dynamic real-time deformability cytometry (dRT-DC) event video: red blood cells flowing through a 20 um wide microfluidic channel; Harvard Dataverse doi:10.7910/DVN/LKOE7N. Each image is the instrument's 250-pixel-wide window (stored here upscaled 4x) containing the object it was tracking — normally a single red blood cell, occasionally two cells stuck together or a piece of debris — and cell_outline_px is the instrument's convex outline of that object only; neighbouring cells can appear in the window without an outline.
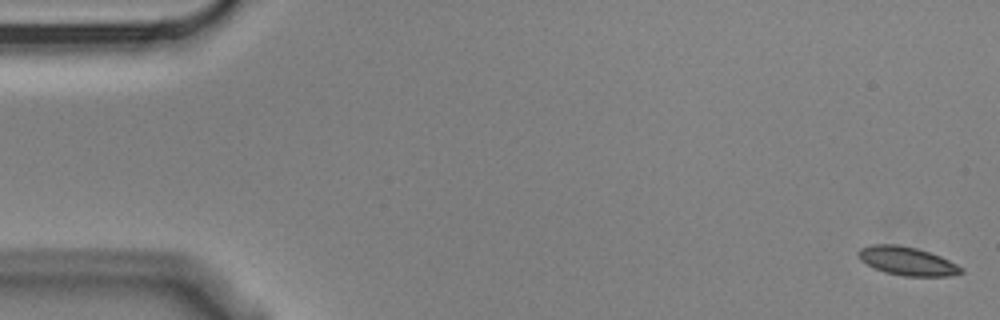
{"species": "Egyptian fruit bat (a non-hibernating species)", "species_latin": "Rousettus aegyptiacus", "temperature_condition": "cold", "stored_images_in_passage": 3, "segment_of_instrument_passage": [2, 2], "camera_frame_rate_fps": 3000, "um_per_image_px": 0.085, "animal": {"sex": "male"}, "frame": {"image": 1, "passage_image": 3, "time_ms": 0.667, "image_size_px": [1000, 320], "cell_outline_px": [[964, 272], [948, 276], [904, 276], [884, 272], [860, 260], [856, 252], [860, 248], [872, 244], [896, 244], [916, 248], [940, 256], [964, 268]], "centroid_in_image_um": [77.09, 22.18], "position_along_channel_um": 7.9, "area_um2": 16.99}}